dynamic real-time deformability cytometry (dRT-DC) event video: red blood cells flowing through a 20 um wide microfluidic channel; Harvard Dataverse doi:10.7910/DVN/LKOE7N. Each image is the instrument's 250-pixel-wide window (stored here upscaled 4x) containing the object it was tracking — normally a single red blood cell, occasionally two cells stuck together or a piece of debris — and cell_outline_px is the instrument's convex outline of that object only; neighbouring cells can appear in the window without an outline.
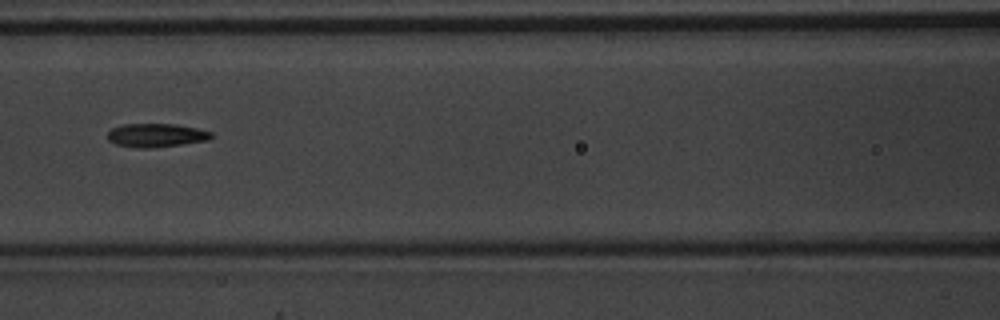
{"species": "common noctule bat (a hibernating species)", "species_latin": "Nyctalus noctula", "temperature_condition": "warm", "stored_images_in_passage": 5, "camera_frame_rate_fps": 3000, "um_per_image_px": 0.085, "animal": {"sex": "male", "body_mass_g": 20.1, "forearm_length_mm": 53.5}, "frame": {"image": 1, "passage_image": 5, "time_ms": 1.333, "image_size_px": [1000, 320], "cell_outline_px": [[216, 136], [208, 140], [180, 144], [148, 148], [140, 148], [116, 144], [108, 140], [108, 132], [112, 128], [124, 124], [176, 124], [196, 128], [212, 132]], "centroid_in_image_um": [13.3, 11.49], "position_along_channel_um": 153.3, "area_um2": 14.16}}